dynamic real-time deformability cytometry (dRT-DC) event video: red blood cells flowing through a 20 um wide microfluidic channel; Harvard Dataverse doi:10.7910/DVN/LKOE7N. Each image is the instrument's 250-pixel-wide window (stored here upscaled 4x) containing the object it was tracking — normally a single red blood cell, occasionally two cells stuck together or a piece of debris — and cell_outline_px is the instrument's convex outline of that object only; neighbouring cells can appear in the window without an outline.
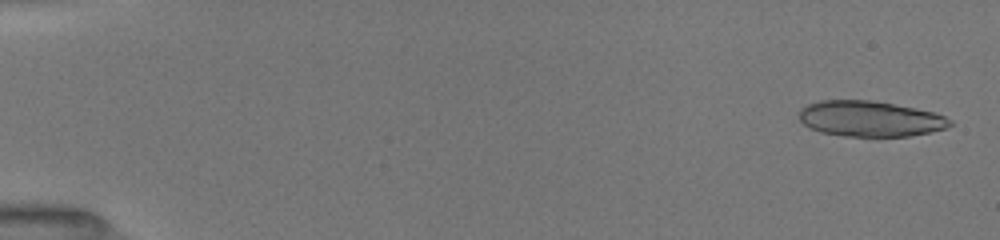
{"species": "common noctule bat (a hibernating species)", "species_latin": "Nyctalus noctula", "temperature_condition": "room temperature", "stored_images_in_passage": 52, "camera_frame_rate_fps": 3000, "um_per_image_px": 0.085, "animal": {"sex": "female", "body_mass_g": 19.5, "forearm_length_mm": 54.1}, "frame": {"image": 1, "passage_image": 2, "time_ms": 0.333, "image_size_px": [1000, 240], "cell_outline_px": [[952, 124], [944, 128], [928, 132], [908, 136], [844, 136], [820, 132], [804, 124], [800, 120], [800, 108], [808, 104], [820, 100], [872, 100], [916, 108], [932, 112], [944, 116], [952, 120]], "centroid_in_image_um": [73.93, 10.08], "position_along_channel_um": 11.1, "area_um2": 31.1}}
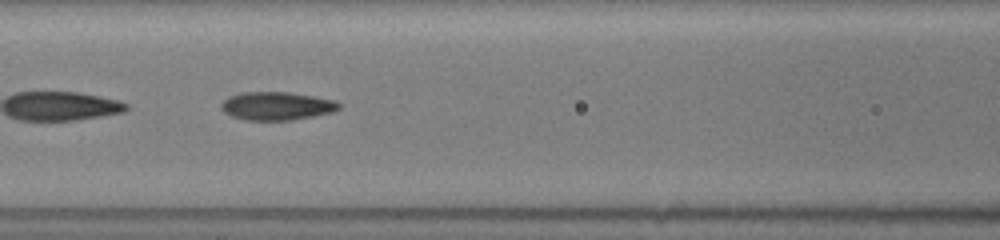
{"frame": {"image": 2, "passage_image": 24, "time_ms": 7.667, "image_size_px": [1000, 240], "cell_outline_px": [[340, 108], [332, 112], [312, 116], [288, 120], [248, 120], [232, 116], [224, 112], [220, 108], [220, 104], [228, 96], [240, 92], [288, 92], [336, 100], [340, 104]], "centroid_in_image_um": [23.49, 9.0], "position_along_channel_um": 143.1, "area_um2": 19.31}}
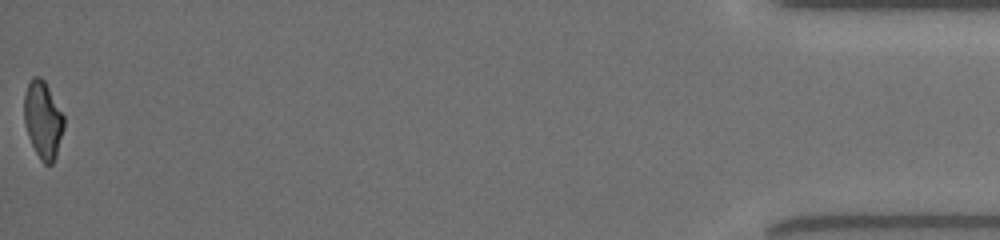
{"frame": {"image": 3, "passage_image": 52, "time_ms": 17.0, "image_size_px": [1000, 240], "cell_outline_px": [[64, 128], [56, 156], [52, 164], [44, 164], [40, 160], [28, 136], [24, 120], [24, 96], [28, 84], [32, 76], [40, 76], [44, 80], [64, 116]], "centroid_in_image_um": [3.65, 10.19], "position_along_channel_um": 431.6, "area_um2": 17.8}, "authors_computed_cell_mechanics": {"area_um2": 19.3919, "velocity_mm_per_s": 4.0375, "shape_relaxation_time_tau1_ms": 3.0228, "shape_relaxation_time_tau2_ms": 1.433, "deformation_change_tau1": 0.1445, "deformation_change_tau2": 0.085}}